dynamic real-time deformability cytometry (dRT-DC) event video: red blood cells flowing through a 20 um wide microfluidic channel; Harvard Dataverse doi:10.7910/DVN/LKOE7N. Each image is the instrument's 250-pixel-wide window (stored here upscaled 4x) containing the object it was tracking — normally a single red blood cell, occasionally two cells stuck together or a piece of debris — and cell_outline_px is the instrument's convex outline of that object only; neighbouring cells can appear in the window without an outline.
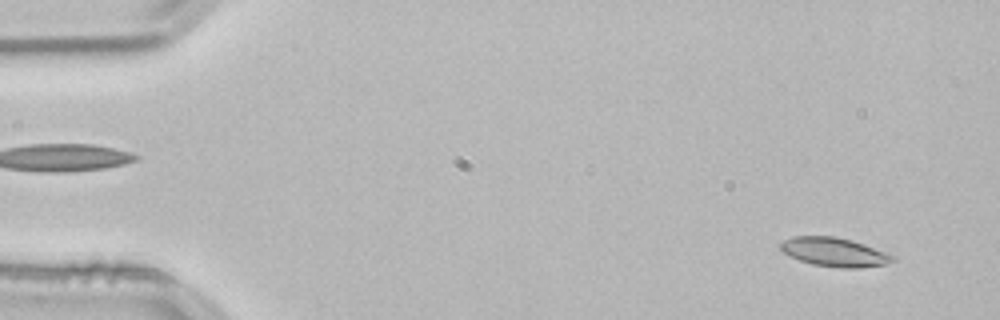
{"species": "common noctule bat (a hibernating species)", "species_latin": "Nyctalus noctula", "temperature_condition": "room temperature", "stored_images_in_passage": 52, "camera_frame_rate_fps": 3000, "um_per_image_px": 0.085, "animal": {"sex": "male", "body_mass_g": 21.5, "forearm_length_mm": 52.0}, "frame": {"image": 1, "passage_image": 3, "time_ms": 0.667, "image_size_px": [1000, 320], "cell_outline_px": [[892, 260], [884, 264], [860, 268], [840, 268], [812, 264], [800, 260], [784, 252], [780, 248], [780, 244], [784, 240], [792, 236], [832, 236], [852, 240], [864, 244], [884, 252], [892, 256]], "centroid_in_image_um": [70.87, 21.42], "position_along_channel_um": 14.1, "area_um2": 18.5}}
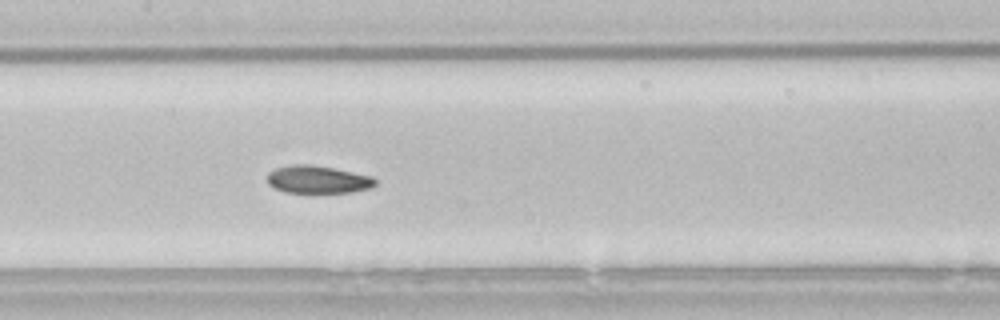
{"frame": {"image": 2, "passage_image": 25, "time_ms": 8.0, "image_size_px": [1000, 320], "cell_outline_px": [[376, 184], [372, 188], [352, 192], [284, 192], [268, 184], [268, 172], [276, 168], [292, 164], [308, 164], [332, 168], [372, 176], [376, 180]], "centroid_in_image_um": [27.02, 15.26], "position_along_channel_um": 180.4, "area_um2": 17.28}}
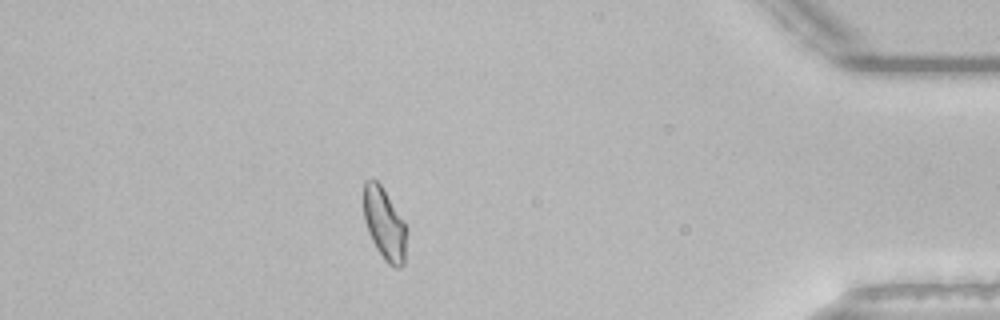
{"frame": {"image": 3, "passage_image": 46, "time_ms": 15.0, "image_size_px": [1000, 320], "cell_outline_px": [[408, 228], [404, 264], [400, 268], [396, 268], [388, 264], [384, 260], [376, 248], [368, 232], [364, 220], [364, 180], [376, 180], [380, 184], [404, 220]], "centroid_in_image_um": [32.71, 19.08], "position_along_channel_um": 402.5, "area_um2": 18.21}, "authors_computed_cell_mechanics": {"area_um2": 18.207, "velocity_mm_per_s": 3.8179, "shape_relaxation_time_tau1_ms": 4.1506, "shape_relaxation_time_tau2_ms": 3.7783, "deformation_change_tau1": 0.1253, "deformation_change_tau2": 0.0882}}